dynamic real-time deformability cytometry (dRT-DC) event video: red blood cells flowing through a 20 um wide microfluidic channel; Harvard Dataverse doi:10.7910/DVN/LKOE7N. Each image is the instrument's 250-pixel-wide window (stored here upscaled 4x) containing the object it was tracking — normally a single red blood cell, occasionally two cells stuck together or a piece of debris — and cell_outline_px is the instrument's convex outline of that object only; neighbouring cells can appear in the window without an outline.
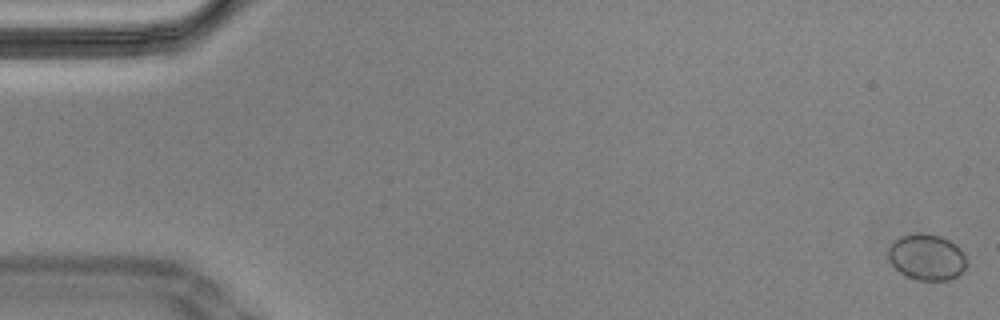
{"species": "Egyptian fruit bat (a non-hibernating species)", "species_latin": "Rousettus aegyptiacus", "temperature_condition": "cold", "stored_images_in_passage": 59, "camera_frame_rate_fps": 3000, "um_per_image_px": 0.085, "animal": {"sex": "male"}, "frame": {"image": 1, "passage_image": 1, "time_ms": 0.0, "image_size_px": [1000, 320], "cell_outline_px": [[964, 268], [956, 276], [948, 280], [916, 280], [904, 276], [892, 264], [888, 256], [888, 248], [900, 236], [912, 232], [920, 232], [940, 236], [956, 244], [960, 248], [964, 256]], "centroid_in_image_um": [78.73, 21.84], "position_along_channel_um": 6.3, "area_um2": 20.92}}
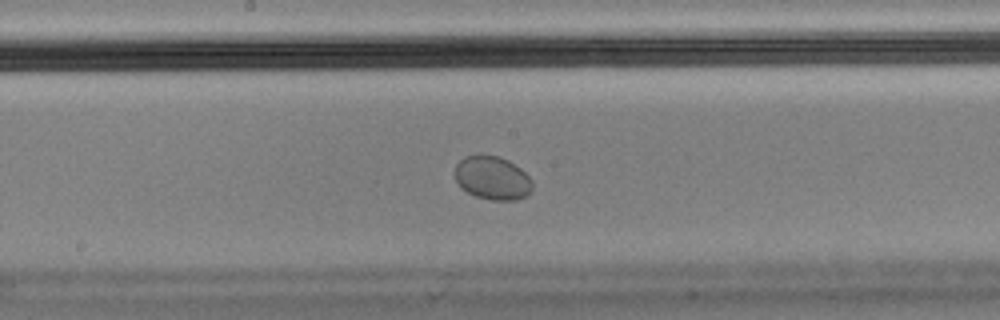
{"frame": {"image": 2, "passage_image": 31, "time_ms": 10.0, "image_size_px": [1000, 320], "cell_outline_px": [[532, 188], [528, 196], [516, 200], [492, 200], [476, 196], [468, 192], [456, 180], [456, 164], [464, 156], [480, 152], [500, 156], [508, 160], [520, 168], [532, 180]], "centroid_in_image_um": [41.87, 15.09], "position_along_channel_um": 206.3, "area_um2": 19.88}}
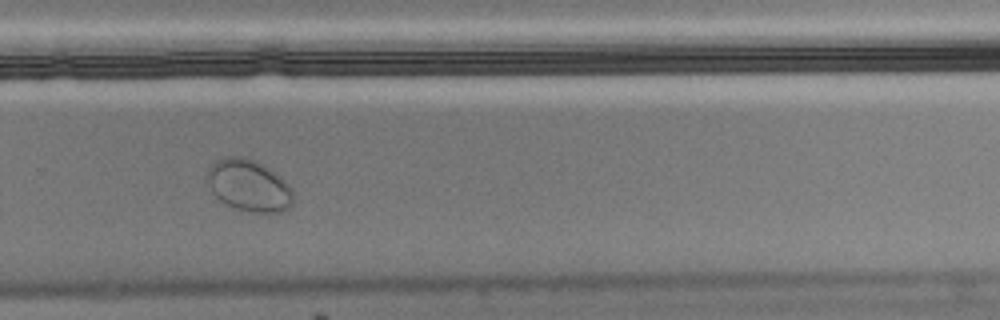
{"frame": {"image": 3, "passage_image": 40, "time_ms": 13.0, "image_size_px": [1000, 320], "cell_outline_px": [[292, 204], [288, 208], [280, 212], [252, 212], [236, 208], [220, 200], [212, 192], [208, 180], [208, 168], [216, 160], [224, 156], [244, 156], [264, 164], [284, 180], [292, 188]], "centroid_in_image_um": [21.15, 15.74], "position_along_channel_um": 308.6, "area_um2": 25.78}}